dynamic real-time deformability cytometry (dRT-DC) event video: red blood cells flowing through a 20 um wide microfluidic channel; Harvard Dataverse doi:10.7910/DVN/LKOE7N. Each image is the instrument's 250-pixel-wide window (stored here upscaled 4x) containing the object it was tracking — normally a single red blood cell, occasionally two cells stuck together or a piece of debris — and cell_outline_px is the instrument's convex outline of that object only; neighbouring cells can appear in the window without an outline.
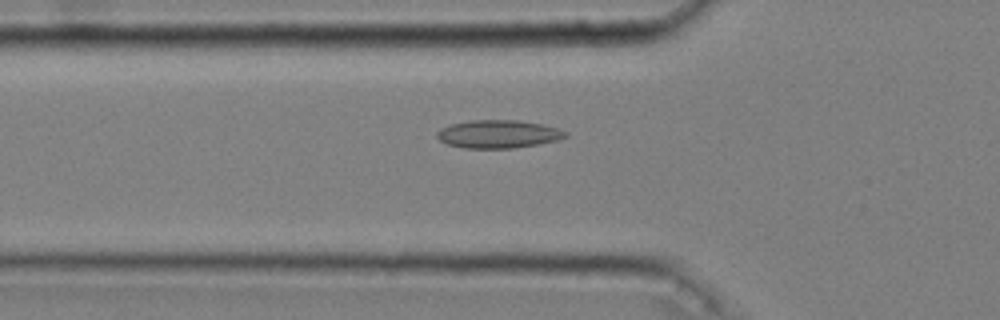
{"species": "common noctule bat (a hibernating species)", "species_latin": "Nyctalus noctula", "temperature_condition": "cold", "stored_images_in_passage": 48, "camera_frame_rate_fps": 3000, "um_per_image_px": 0.085, "animal": {"sex": "male", "body_mass_g": 20.4}, "frame": {"image": 1, "passage_image": 18, "time_ms": 5.667, "image_size_px": [1000, 320], "cell_outline_px": [[568, 136], [560, 140], [540, 144], [512, 148], [464, 148], [448, 144], [440, 140], [436, 136], [436, 132], [440, 128], [452, 124], [472, 120], [520, 120], [544, 124], [568, 132]], "centroid_in_image_um": [42.39, 11.39], "position_along_channel_um": 83.4, "area_um2": 21.15}}
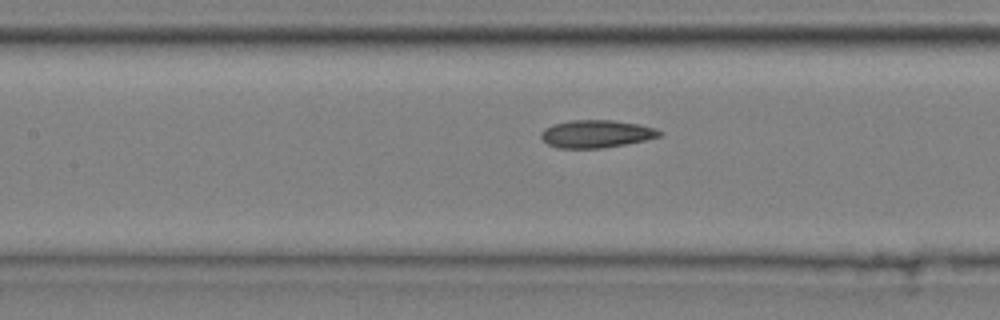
{"frame": {"image": 2, "passage_image": 24, "time_ms": 7.667, "image_size_px": [1000, 320], "cell_outline_px": [[664, 132], [660, 136], [644, 140], [604, 148], [556, 148], [548, 144], [540, 136], [540, 132], [544, 128], [552, 124], [572, 120], [612, 120], [640, 124], [656, 128]], "centroid_in_image_um": [50.67, 11.37], "position_along_channel_um": 156.7, "area_um2": 19.19}}
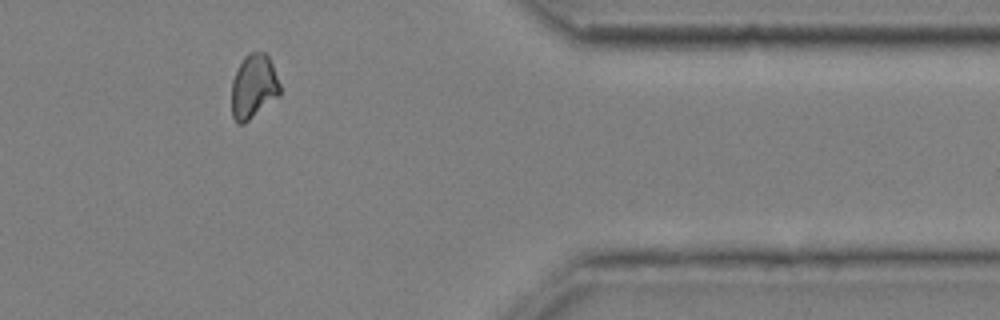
{"frame": {"image": 3, "passage_image": 45, "time_ms": 14.667, "image_size_px": [1000, 320], "cell_outline_px": [[280, 96], [244, 124], [236, 124], [232, 116], [232, 80], [244, 56], [248, 52], [264, 52], [268, 56], [272, 64], [280, 84]], "centroid_in_image_um": [21.56, 7.38], "position_along_channel_um": 389.8, "area_um2": 18.21}}